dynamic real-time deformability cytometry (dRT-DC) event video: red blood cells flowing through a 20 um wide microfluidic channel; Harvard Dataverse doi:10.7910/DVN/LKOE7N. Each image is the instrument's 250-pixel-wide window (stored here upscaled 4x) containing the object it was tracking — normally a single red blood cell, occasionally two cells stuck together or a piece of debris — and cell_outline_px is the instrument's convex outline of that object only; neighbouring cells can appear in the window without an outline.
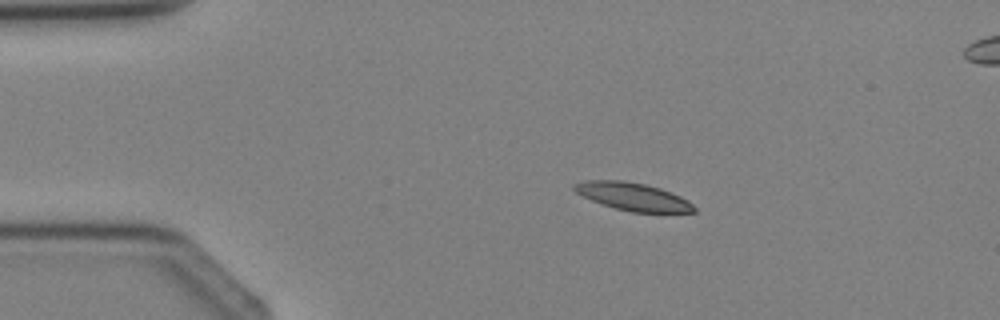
{"species": "Egyptian fruit bat (a non-hibernating species)", "species_latin": "Rousettus aegyptiacus", "temperature_condition": "cold", "stored_images_in_passage": 3, "camera_frame_rate_fps": 3000, "um_per_image_px": 0.085, "animal": {"sex": "female"}, "frame": {"image": 1, "passage_image": 1, "time_ms": 0.0, "image_size_px": [1000, 320], "cell_outline_px": [[696, 212], [632, 212], [616, 208], [592, 200], [576, 192], [572, 188], [572, 184], [584, 180], [624, 180], [644, 184], [660, 188], [680, 196], [688, 200], [696, 208]], "centroid_in_image_um": [53.79, 16.7], "position_along_channel_um": 31.2, "area_um2": 19.25}}